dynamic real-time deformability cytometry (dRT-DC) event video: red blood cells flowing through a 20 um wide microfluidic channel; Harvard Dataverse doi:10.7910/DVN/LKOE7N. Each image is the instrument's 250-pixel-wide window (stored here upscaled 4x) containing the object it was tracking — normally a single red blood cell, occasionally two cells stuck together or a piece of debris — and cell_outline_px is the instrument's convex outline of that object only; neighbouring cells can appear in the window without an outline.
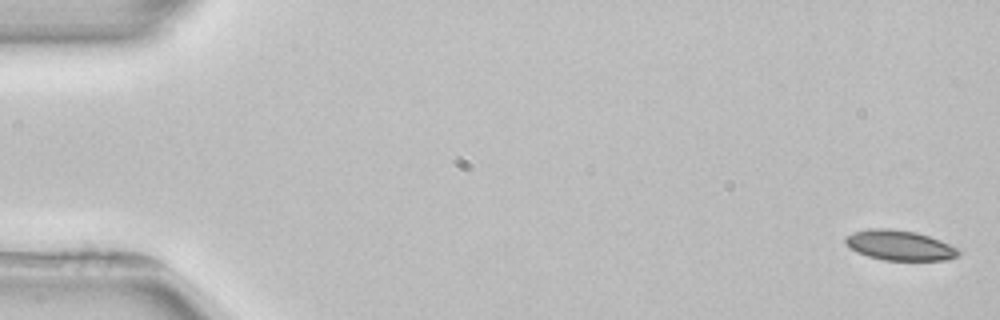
{"species": "common noctule bat (a hibernating species)", "species_latin": "Nyctalus noctula", "temperature_condition": "room temperature", "stored_images_in_passage": 5, "segment_of_instrument_passage": [1, 2], "camera_frame_rate_fps": 3000, "um_per_image_px": 0.085, "animal": {"sex": "female", "body_mass_g": 22.7, "forearm_length_mm": 54.2}, "frame": {"image": 1, "passage_image": 1, "time_ms": 0.0, "image_size_px": [1000, 320], "cell_outline_px": [[960, 252], [956, 256], [948, 260], [884, 260], [868, 256], [856, 252], [844, 240], [844, 236], [852, 232], [868, 228], [892, 228], [916, 232], [940, 240], [956, 248]], "centroid_in_image_um": [76.42, 20.84], "position_along_channel_um": 8.6, "area_um2": 19.77}}
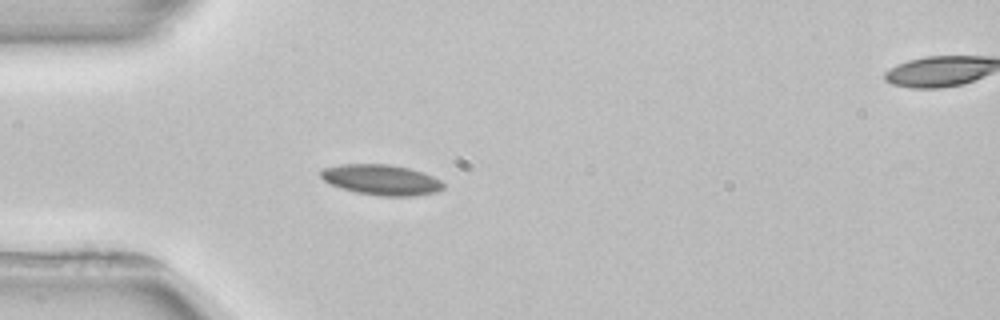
{"frame": {"image": 2, "passage_image": 4, "time_ms": 4.667, "image_size_px": [1000, 320], "cell_outline_px": [[444, 188], [436, 192], [412, 196], [380, 196], [356, 192], [340, 188], [328, 184], [320, 176], [320, 172], [324, 168], [340, 164], [388, 164], [408, 168], [432, 176], [440, 180], [444, 184]], "centroid_in_image_um": [32.38, 15.29], "position_along_channel_um": 52.6, "area_um2": 21.73}}